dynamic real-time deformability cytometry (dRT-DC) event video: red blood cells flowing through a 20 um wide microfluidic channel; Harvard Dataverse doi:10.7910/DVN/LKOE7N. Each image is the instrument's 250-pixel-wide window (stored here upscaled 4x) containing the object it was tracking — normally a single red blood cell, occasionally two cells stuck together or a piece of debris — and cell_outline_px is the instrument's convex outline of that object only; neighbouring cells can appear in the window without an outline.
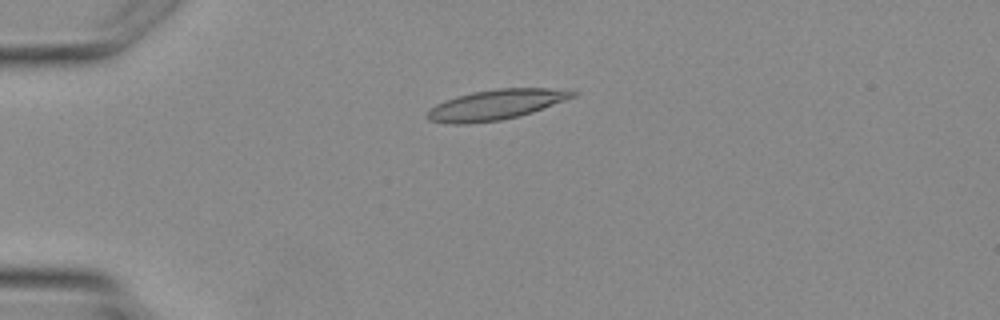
{"species": "Egyptian fruit bat (a non-hibernating species)", "species_latin": "Rousettus aegyptiacus", "temperature_condition": "warm", "stored_images_in_passage": 4, "camera_frame_rate_fps": 3000, "um_per_image_px": 0.085, "animal": {"sex": "female"}, "frame": {"image": 1, "passage_image": 2, "time_ms": 1.333, "image_size_px": [1000, 320], "cell_outline_px": [[580, 92], [576, 96], [532, 112], [500, 120], [468, 124], [452, 124], [428, 120], [424, 116], [436, 104], [444, 100], [456, 96], [472, 92], [496, 88], [548, 88]], "centroid_in_image_um": [42.11, 8.89], "position_along_channel_um": 42.9, "area_um2": 25.43}}